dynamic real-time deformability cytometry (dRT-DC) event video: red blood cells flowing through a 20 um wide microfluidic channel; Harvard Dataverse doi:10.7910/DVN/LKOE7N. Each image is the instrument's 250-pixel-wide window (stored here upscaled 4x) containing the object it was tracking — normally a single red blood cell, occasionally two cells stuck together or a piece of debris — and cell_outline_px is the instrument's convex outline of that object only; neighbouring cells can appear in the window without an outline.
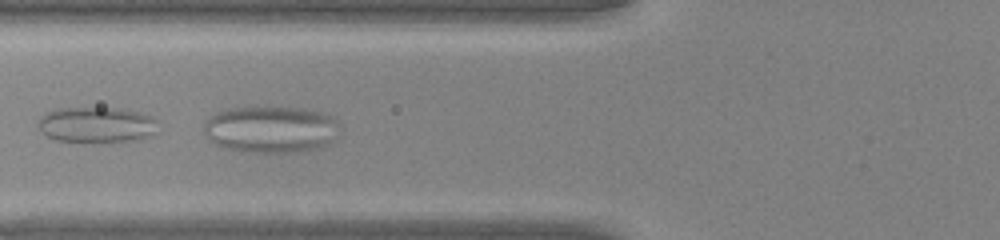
{"species": "common noctule bat (a hibernating species)", "species_latin": "Nyctalus noctula", "temperature_condition": "warm", "stored_images_in_passage": 21, "camera_frame_rate_fps": 3000, "um_per_image_px": 0.085, "animal": {"sex": "male", "body_mass_g": 20.0, "forearm_length_mm": 53.3}, "frame": {"image": 1, "passage_image": 12, "time_ms": 3.667, "image_size_px": [1000, 240], "cell_outline_px": [[160, 120], [152, 136], [132, 140], [56, 140], [40, 132], [36, 124], [40, 116], [56, 108], [120, 108], [152, 116]], "centroid_in_image_um": [8.2, 10.57], "position_along_channel_um": 117.6, "area_um2": 24.57}}